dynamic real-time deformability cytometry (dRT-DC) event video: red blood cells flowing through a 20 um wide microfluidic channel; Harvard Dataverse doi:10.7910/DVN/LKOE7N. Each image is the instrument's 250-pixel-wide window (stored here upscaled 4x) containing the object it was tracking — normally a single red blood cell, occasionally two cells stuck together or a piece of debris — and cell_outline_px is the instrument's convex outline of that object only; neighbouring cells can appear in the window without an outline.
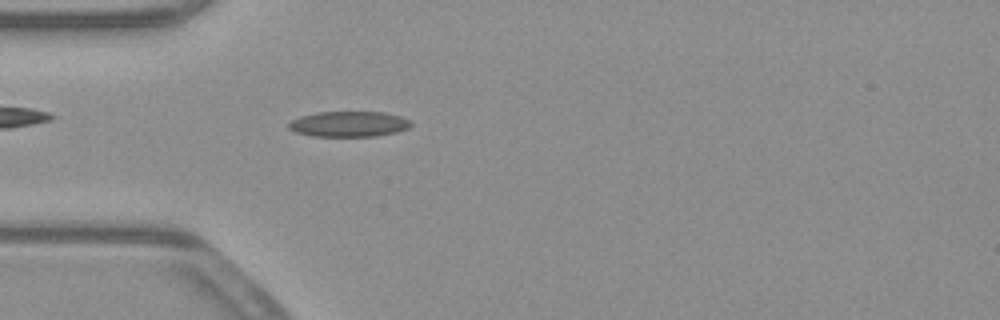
{"species": "common noctule bat (a hibernating species)", "species_latin": "Nyctalus noctula", "temperature_condition": "warm", "stored_images_in_passage": 31, "camera_frame_rate_fps": 3000, "um_per_image_px": 0.085, "animal": {"sex": "male", "body_mass_g": 23.1, "forearm_length_mm": 52.7}, "frame": {"image": 1, "passage_image": 3, "time_ms": 0.667, "image_size_px": [1000, 320], "cell_outline_px": [[412, 124], [408, 128], [396, 132], [376, 136], [312, 136], [296, 132], [288, 128], [288, 124], [292, 120], [300, 116], [316, 112], [384, 112], [400, 116], [408, 120]], "centroid_in_image_um": [29.63, 10.54], "position_along_channel_um": 55.4, "area_um2": 18.09}}
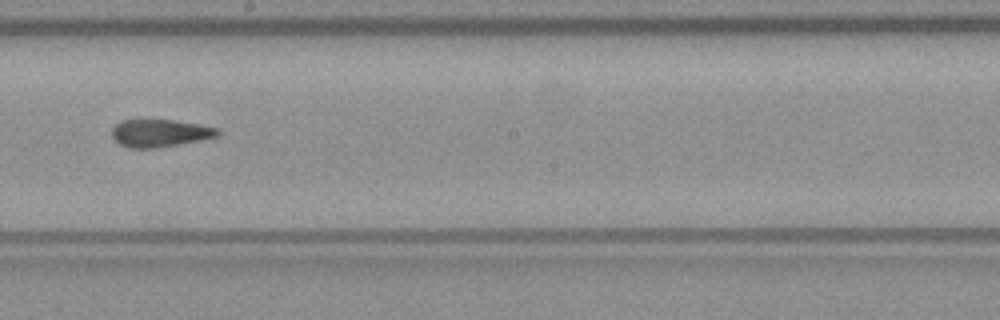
{"frame": {"image": 2, "passage_image": 17, "time_ms": 5.333, "image_size_px": [1000, 320], "cell_outline_px": [[220, 132], [216, 136], [200, 140], [180, 144], [156, 148], [128, 148], [120, 144], [112, 136], [112, 128], [116, 124], [124, 120], [172, 120], [220, 128]], "centroid_in_image_um": [13.59, 11.32], "position_along_channel_um": 234.6, "area_um2": 16.82}}
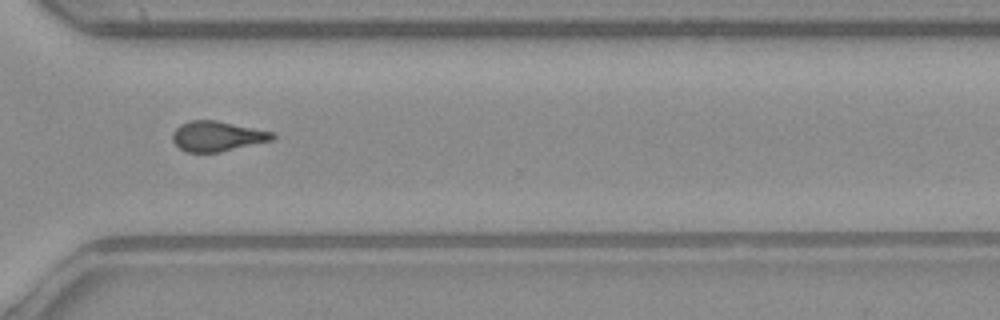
{"frame": {"image": 3, "passage_image": 26, "time_ms": 8.333, "image_size_px": [1000, 320], "cell_outline_px": [[276, 136], [272, 140], [220, 152], [184, 152], [172, 140], [172, 132], [180, 124], [192, 120], [216, 120], [272, 132]], "centroid_in_image_um": [18.42, 11.58], "position_along_channel_um": 352.2, "area_um2": 17.4}, "authors_computed_cell_mechanics": {"area_um2": 17.8602, "velocity_mm_per_s": 3.9233, "shape_relaxation_time_tau1_ms": null, "shape_relaxation_time_tau2_ms": 2.4427, "deformation_change_tau1": null, "deformation_change_tau2": 0.1117}}